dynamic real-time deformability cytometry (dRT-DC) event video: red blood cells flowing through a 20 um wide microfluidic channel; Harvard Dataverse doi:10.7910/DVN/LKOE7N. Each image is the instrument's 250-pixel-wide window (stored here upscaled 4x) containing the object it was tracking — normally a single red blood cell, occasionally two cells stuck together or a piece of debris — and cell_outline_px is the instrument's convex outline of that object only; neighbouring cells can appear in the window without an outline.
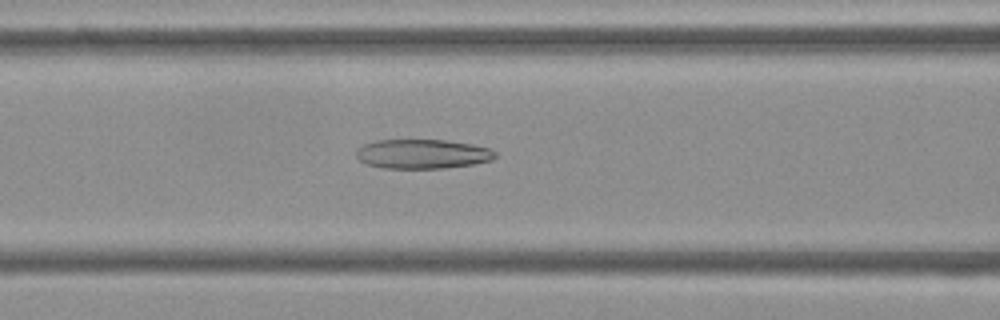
{"species": "Egyptian fruit bat (a non-hibernating species)", "species_latin": "Rousettus aegyptiacus", "temperature_condition": "cold", "stored_images_in_passage": 54, "camera_frame_rate_fps": 3000, "um_per_image_px": 0.085, "frame": {"image": 1, "passage_image": 22, "time_ms": 7.0, "image_size_px": [1000, 320], "cell_outline_px": [[496, 156], [492, 160], [472, 164], [444, 168], [384, 168], [368, 164], [360, 160], [356, 156], [356, 152], [364, 144], [376, 140], [444, 140], [472, 144], [488, 148], [496, 152]], "centroid_in_image_um": [35.92, 13.08], "position_along_channel_um": 130.7, "area_um2": 23.58}}
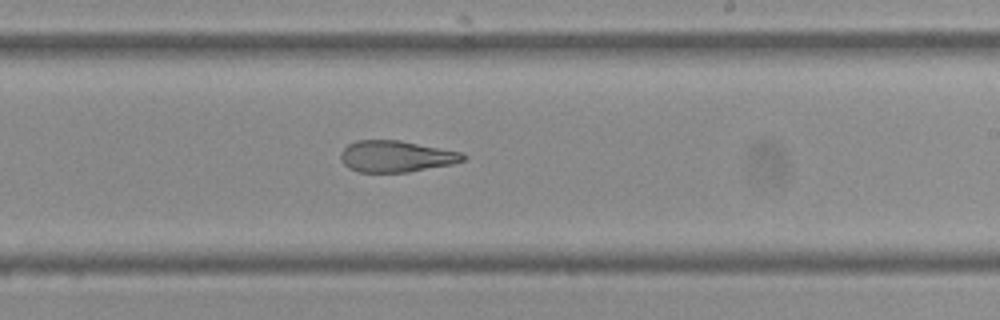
{"frame": {"image": 2, "passage_image": 32, "time_ms": 10.333, "image_size_px": [1000, 320], "cell_outline_px": [[468, 156], [464, 160], [452, 164], [408, 172], [360, 172], [348, 168], [340, 160], [340, 152], [348, 144], [356, 140], [400, 140], [460, 152]], "centroid_in_image_um": [33.64, 13.29], "position_along_channel_um": 255.4, "area_um2": 22.43}}
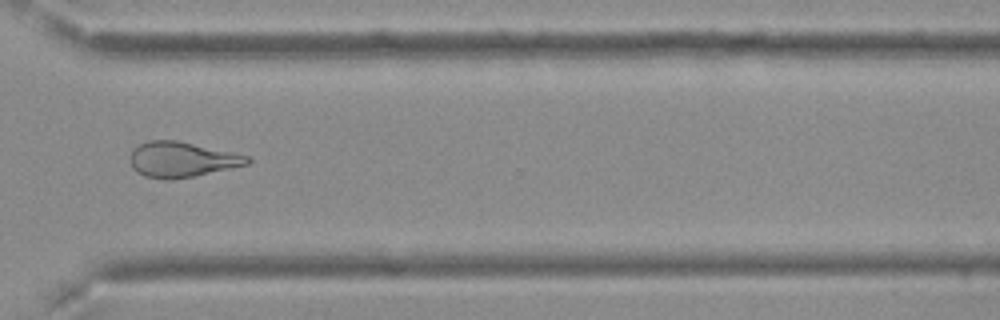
{"frame": {"image": 3, "passage_image": 40, "time_ms": 13.0, "image_size_px": [1000, 320], "cell_outline_px": [[252, 160], [248, 164], [192, 176], [168, 180], [164, 180], [144, 176], [136, 172], [132, 168], [128, 156], [132, 148], [148, 140], [176, 140], [248, 156]], "centroid_in_image_um": [15.36, 13.56], "position_along_channel_um": 355.2, "area_um2": 23.99}, "authors_computed_cell_mechanics": {"area_um2": 25.6921, "velocity_mm_per_s": 3.7392, "shape_relaxation_time_tau1_ms": null, "shape_relaxation_time_tau2_ms": 3.7206, "deformation_change_tau1": null, "deformation_change_tau2": 0.1422}}